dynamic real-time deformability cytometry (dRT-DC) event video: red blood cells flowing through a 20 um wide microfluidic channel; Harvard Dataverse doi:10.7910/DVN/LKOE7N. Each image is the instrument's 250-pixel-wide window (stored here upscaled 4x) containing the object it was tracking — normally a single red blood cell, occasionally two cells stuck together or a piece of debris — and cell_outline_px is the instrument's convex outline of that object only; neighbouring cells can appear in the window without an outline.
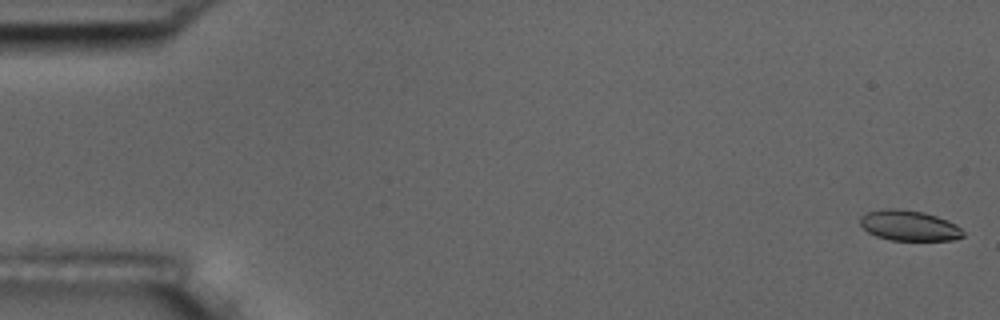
{"species": "common noctule bat (a hibernating species)", "species_latin": "Nyctalus noctula", "temperature_condition": "room temperature", "stored_images_in_passage": 7, "camera_frame_rate_fps": 3000, "um_per_image_px": 0.085, "animal": {"sex": "male", "body_mass_g": 17.5, "forearm_length_mm": 52.3}, "frame": {"image": 1, "passage_image": 1, "time_ms": 0.0, "image_size_px": [1000, 320], "cell_outline_px": [[964, 236], [952, 240], [892, 240], [876, 236], [868, 232], [860, 224], [860, 216], [868, 212], [884, 208], [896, 208], [924, 212], [948, 220], [956, 224], [964, 232]], "centroid_in_image_um": [77.27, 19.16], "position_along_channel_um": 7.7, "area_um2": 18.26}}